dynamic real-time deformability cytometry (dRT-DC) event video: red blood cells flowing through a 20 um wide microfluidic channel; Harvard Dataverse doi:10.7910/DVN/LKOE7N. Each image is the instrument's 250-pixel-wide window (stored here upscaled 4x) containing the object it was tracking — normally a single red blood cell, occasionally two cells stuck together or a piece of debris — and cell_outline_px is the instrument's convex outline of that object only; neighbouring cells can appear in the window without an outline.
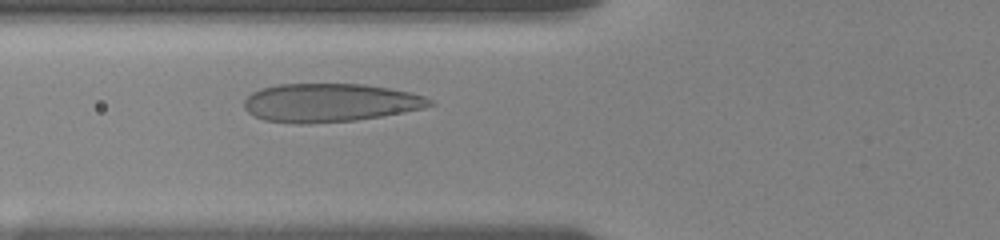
{"species": "human", "species_latin": "Homo sapiens", "temperature_condition": "room temperature", "stored_images_in_passage": 54, "camera_frame_rate_fps": 3000, "um_per_image_px": 0.085, "donor": {"sex": "female"}, "frame": {"image": 1, "passage_image": 11, "time_ms": 3.667, "image_size_px": [1000, 240], "cell_outline_px": [[436, 104], [424, 108], [404, 112], [356, 120], [304, 124], [300, 124], [264, 120], [252, 116], [244, 108], [244, 100], [252, 92], [276, 84], [364, 84], [388, 88], [408, 92], [424, 96], [432, 100]], "centroid_in_image_um": [28.03, 8.73], "position_along_channel_um": 97.8, "area_um2": 41.56}}
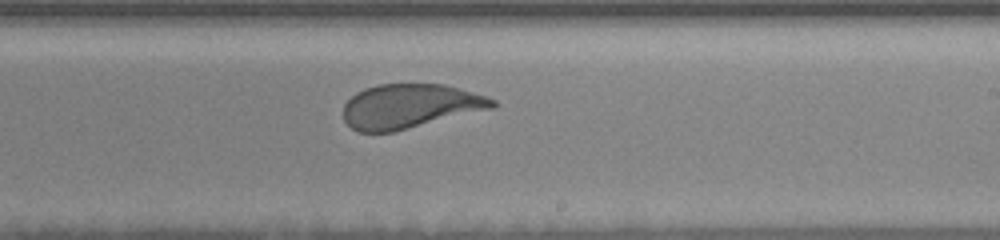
{"frame": {"image": 2, "passage_image": 26, "time_ms": 8.0, "image_size_px": [1000, 240], "cell_outline_px": [[496, 108], [392, 132], [360, 132], [352, 128], [344, 120], [344, 104], [356, 92], [364, 88], [380, 84], [444, 84], [460, 88], [496, 100]], "centroid_in_image_um": [34.86, 9.02], "position_along_channel_um": 254.1, "area_um2": 38.49}}
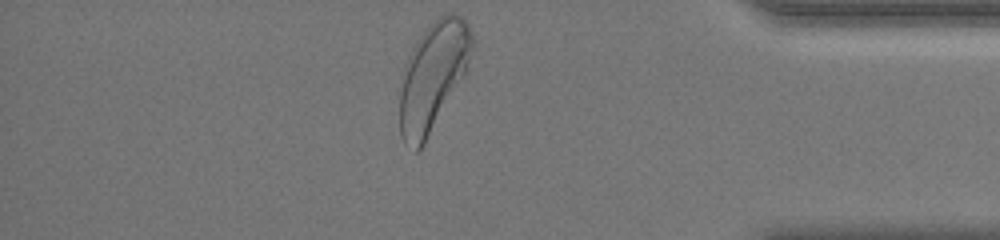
{"frame": {"image": 3, "passage_image": 54, "time_ms": 12.667, "image_size_px": [1000, 240], "cell_outline_px": [[476, 40], [464, 72], [424, 144], [416, 152], [404, 144], [400, 136], [400, 92], [404, 68], [408, 56], [412, 48], [420, 36], [444, 12], [452, 12], [460, 16], [468, 24]], "centroid_in_image_um": [36.79, 6.47], "position_along_channel_um": 398.4, "area_um2": 44.8}, "authors_computed_cell_mechanics": {"area_um2": 40.1421, "velocity_mm_per_s": 3.6152, "shape_relaxation_time_tau1_ms": 2.8444, "shape_relaxation_time_tau2_ms": null, "deformation_change_tau1": 0.1447, "deformation_change_tau2": null}}